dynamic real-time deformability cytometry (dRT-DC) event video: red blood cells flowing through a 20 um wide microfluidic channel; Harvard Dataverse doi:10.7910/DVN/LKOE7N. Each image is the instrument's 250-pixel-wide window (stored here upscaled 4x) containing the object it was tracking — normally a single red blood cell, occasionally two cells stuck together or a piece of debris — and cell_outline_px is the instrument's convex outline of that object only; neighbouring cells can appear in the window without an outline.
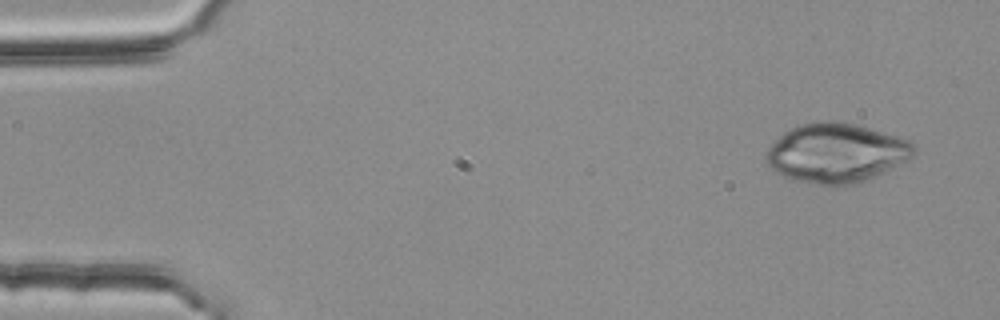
{"species": "common noctule bat (a hibernating species)", "species_latin": "Nyctalus noctula", "temperature_condition": "room temperature", "stored_images_in_passage": 3, "camera_frame_rate_fps": 3000, "um_per_image_px": 0.085, "animal": {"sex": "female", "body_mass_g": 25.1}, "frame": {"image": 1, "passage_image": 3, "time_ms": 0.667, "image_size_px": [1000, 320], "cell_outline_px": [[916, 152], [912, 156], [880, 176], [852, 184], [816, 184], [796, 180], [776, 172], [764, 160], [764, 156], [768, 148], [784, 132], [800, 124], [820, 120], [832, 120], [856, 124], [896, 136], [908, 140], [916, 148]], "centroid_in_image_um": [71.08, 12.99], "position_along_channel_um": 13.9, "area_um2": 50.81}}